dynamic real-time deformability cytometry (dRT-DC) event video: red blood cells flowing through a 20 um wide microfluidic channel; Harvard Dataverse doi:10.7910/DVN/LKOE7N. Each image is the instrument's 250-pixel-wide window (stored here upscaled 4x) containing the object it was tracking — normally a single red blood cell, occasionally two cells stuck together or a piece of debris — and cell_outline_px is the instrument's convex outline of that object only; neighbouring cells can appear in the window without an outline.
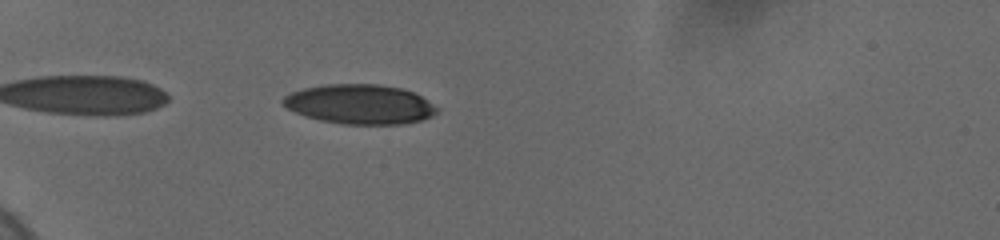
{"species": "human", "species_latin": "Homo sapiens", "temperature_condition": "cold", "stored_images_in_passage": 25, "camera_frame_rate_fps": 3000, "um_per_image_px": 0.085, "donor": {"sex": "female"}, "frame": {"image": 1, "passage_image": 3, "time_ms": 0.667, "image_size_px": [1000, 240], "cell_outline_px": [[440, 108], [432, 116], [420, 120], [404, 124], [340, 124], [320, 120], [304, 116], [288, 108], [280, 100], [284, 96], [292, 92], [304, 88], [328, 84], [376, 84], [400, 88], [412, 92], [428, 100]], "centroid_in_image_um": [30.59, 8.86], "position_along_channel_um": 54.4, "area_um2": 35.43}}
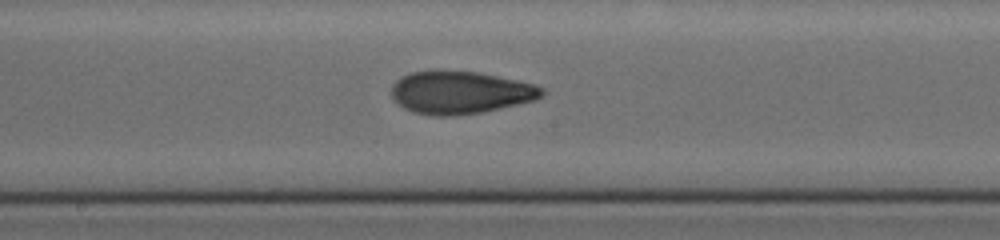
{"frame": {"image": 2, "passage_image": 16, "time_ms": 5.667, "image_size_px": [1000, 240], "cell_outline_px": [[544, 92], [540, 96], [532, 100], [516, 104], [480, 112], [452, 116], [432, 116], [412, 112], [404, 108], [392, 96], [392, 84], [400, 76], [412, 72], [440, 68], [444, 68], [476, 72], [516, 80], [532, 84], [544, 88]], "centroid_in_image_um": [39.04, 7.83], "position_along_channel_um": 209.2, "area_um2": 37.51}}
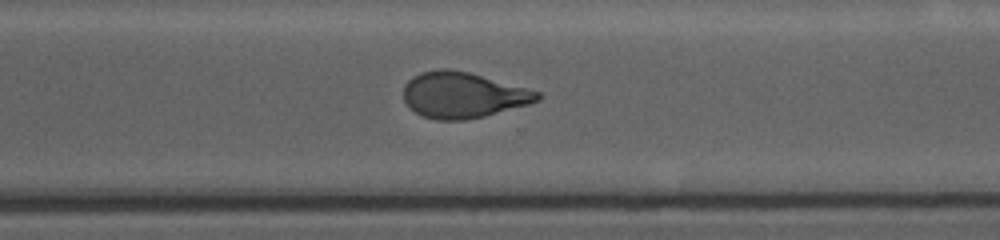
{"frame": {"image": 3, "passage_image": 25, "time_ms": 9.0, "image_size_px": [1000, 240], "cell_outline_px": [[540, 100], [528, 104], [484, 116], [464, 120], [436, 120], [424, 116], [416, 112], [404, 100], [404, 84], [412, 76], [420, 72], [440, 68], [448, 68], [468, 72], [540, 92]], "centroid_in_image_um": [39.32, 8.07], "position_along_channel_um": 331.3, "area_um2": 35.43}}